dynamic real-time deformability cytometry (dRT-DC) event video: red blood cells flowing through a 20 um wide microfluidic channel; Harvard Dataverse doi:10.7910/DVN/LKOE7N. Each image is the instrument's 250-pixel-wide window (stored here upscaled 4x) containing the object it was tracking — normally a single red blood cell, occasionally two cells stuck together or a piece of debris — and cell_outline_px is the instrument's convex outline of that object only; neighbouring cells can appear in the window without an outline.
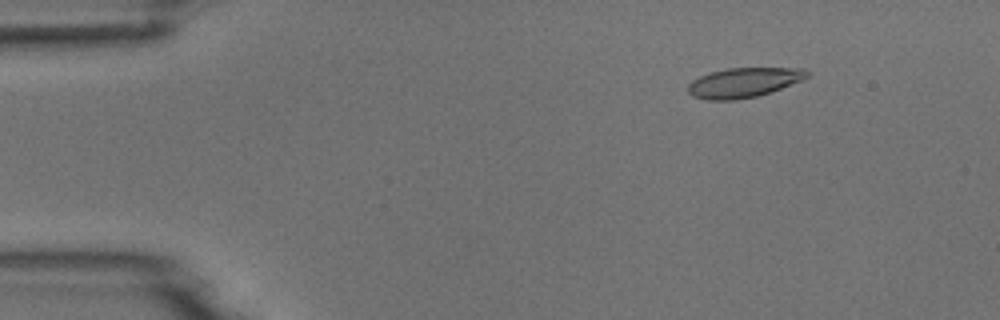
{"species": "common noctule bat (a hibernating species)", "species_latin": "Nyctalus noctula", "temperature_condition": "room temperature", "stored_images_in_passage": 7, "camera_frame_rate_fps": 3000, "um_per_image_px": 0.085, "animal": {"sex": "male", "body_mass_g": 18.8}, "frame": {"image": 1, "passage_image": 2, "time_ms": 1.333, "image_size_px": [1000, 320], "cell_outline_px": [[812, 72], [808, 76], [800, 80], [780, 88], [756, 96], [736, 100], [708, 100], [692, 96], [688, 92], [688, 84], [692, 80], [708, 72], [728, 68], [804, 68]], "centroid_in_image_um": [63.18, 7.01], "position_along_channel_um": 21.8, "area_um2": 20.52}}
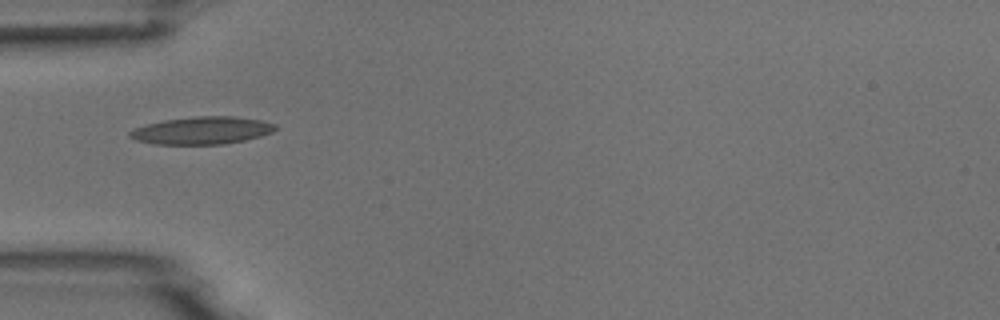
{"frame": {"image": 2, "passage_image": 5, "time_ms": 4.667, "image_size_px": [1000, 320], "cell_outline_px": [[280, 128], [272, 132], [260, 136], [244, 140], [224, 144], [152, 144], [136, 140], [128, 136], [128, 132], [136, 128], [148, 124], [164, 120], [192, 116], [232, 116], [260, 120], [276, 124]], "centroid_in_image_um": [17.18, 11.09], "position_along_channel_um": 67.8, "area_um2": 23.35}}